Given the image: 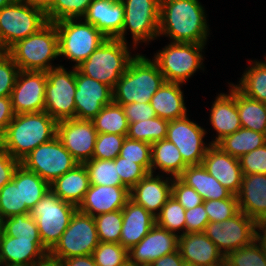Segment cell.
Masks as SVG:
<instances>
[{"label":"cell","mask_w":266,"mask_h":266,"mask_svg":"<svg viewBox=\"0 0 266 266\" xmlns=\"http://www.w3.org/2000/svg\"><path fill=\"white\" fill-rule=\"evenodd\" d=\"M204 7L198 0H161L158 35L172 42L206 44L209 33Z\"/></svg>","instance_id":"obj_1"},{"label":"cell","mask_w":266,"mask_h":266,"mask_svg":"<svg viewBox=\"0 0 266 266\" xmlns=\"http://www.w3.org/2000/svg\"><path fill=\"white\" fill-rule=\"evenodd\" d=\"M57 123L46 111L15 114L2 137L3 150L21 161L39 145L56 137Z\"/></svg>","instance_id":"obj_2"},{"label":"cell","mask_w":266,"mask_h":266,"mask_svg":"<svg viewBox=\"0 0 266 266\" xmlns=\"http://www.w3.org/2000/svg\"><path fill=\"white\" fill-rule=\"evenodd\" d=\"M165 82L157 63L137 53L113 88V102L119 105L150 103Z\"/></svg>","instance_id":"obj_3"},{"label":"cell","mask_w":266,"mask_h":266,"mask_svg":"<svg viewBox=\"0 0 266 266\" xmlns=\"http://www.w3.org/2000/svg\"><path fill=\"white\" fill-rule=\"evenodd\" d=\"M22 71H49L50 62L58 58V32L53 22H48L38 32L17 41L6 51Z\"/></svg>","instance_id":"obj_4"},{"label":"cell","mask_w":266,"mask_h":266,"mask_svg":"<svg viewBox=\"0 0 266 266\" xmlns=\"http://www.w3.org/2000/svg\"><path fill=\"white\" fill-rule=\"evenodd\" d=\"M129 50L127 42L107 38L76 69L81 74L100 81L113 89L135 56L133 54L132 57Z\"/></svg>","instance_id":"obj_5"},{"label":"cell","mask_w":266,"mask_h":266,"mask_svg":"<svg viewBox=\"0 0 266 266\" xmlns=\"http://www.w3.org/2000/svg\"><path fill=\"white\" fill-rule=\"evenodd\" d=\"M47 23L44 9L25 0H14L0 9V44L7 51L17 41L38 32Z\"/></svg>","instance_id":"obj_6"},{"label":"cell","mask_w":266,"mask_h":266,"mask_svg":"<svg viewBox=\"0 0 266 266\" xmlns=\"http://www.w3.org/2000/svg\"><path fill=\"white\" fill-rule=\"evenodd\" d=\"M81 21L82 18H70L54 22L58 32L59 57L75 62V68L107 39L94 25Z\"/></svg>","instance_id":"obj_7"},{"label":"cell","mask_w":266,"mask_h":266,"mask_svg":"<svg viewBox=\"0 0 266 266\" xmlns=\"http://www.w3.org/2000/svg\"><path fill=\"white\" fill-rule=\"evenodd\" d=\"M99 245L94 217L78 209L59 241L49 251L50 263L59 264L63 259L91 255Z\"/></svg>","instance_id":"obj_8"},{"label":"cell","mask_w":266,"mask_h":266,"mask_svg":"<svg viewBox=\"0 0 266 266\" xmlns=\"http://www.w3.org/2000/svg\"><path fill=\"white\" fill-rule=\"evenodd\" d=\"M206 44L170 42L153 57L166 82L184 84L204 68L202 50Z\"/></svg>","instance_id":"obj_9"},{"label":"cell","mask_w":266,"mask_h":266,"mask_svg":"<svg viewBox=\"0 0 266 266\" xmlns=\"http://www.w3.org/2000/svg\"><path fill=\"white\" fill-rule=\"evenodd\" d=\"M77 206L61 200L51 190L30 210L36 220L43 245L50 251L69 226Z\"/></svg>","instance_id":"obj_10"},{"label":"cell","mask_w":266,"mask_h":266,"mask_svg":"<svg viewBox=\"0 0 266 266\" xmlns=\"http://www.w3.org/2000/svg\"><path fill=\"white\" fill-rule=\"evenodd\" d=\"M46 111L57 122L75 118L76 68L67 71L62 65L46 71Z\"/></svg>","instance_id":"obj_11"},{"label":"cell","mask_w":266,"mask_h":266,"mask_svg":"<svg viewBox=\"0 0 266 266\" xmlns=\"http://www.w3.org/2000/svg\"><path fill=\"white\" fill-rule=\"evenodd\" d=\"M20 164L51 184L79 164L56 136L26 155Z\"/></svg>","instance_id":"obj_12"},{"label":"cell","mask_w":266,"mask_h":266,"mask_svg":"<svg viewBox=\"0 0 266 266\" xmlns=\"http://www.w3.org/2000/svg\"><path fill=\"white\" fill-rule=\"evenodd\" d=\"M161 0H125L124 24L116 38L126 42V31L130 29L134 48L138 43H147L158 38ZM137 44V45H136Z\"/></svg>","instance_id":"obj_13"},{"label":"cell","mask_w":266,"mask_h":266,"mask_svg":"<svg viewBox=\"0 0 266 266\" xmlns=\"http://www.w3.org/2000/svg\"><path fill=\"white\" fill-rule=\"evenodd\" d=\"M255 220L239 211L223 222H209L204 233L224 256L255 240Z\"/></svg>","instance_id":"obj_14"},{"label":"cell","mask_w":266,"mask_h":266,"mask_svg":"<svg viewBox=\"0 0 266 266\" xmlns=\"http://www.w3.org/2000/svg\"><path fill=\"white\" fill-rule=\"evenodd\" d=\"M206 130L185 117L169 121L167 137L174 143L187 166L200 165L211 146L203 141Z\"/></svg>","instance_id":"obj_15"},{"label":"cell","mask_w":266,"mask_h":266,"mask_svg":"<svg viewBox=\"0 0 266 266\" xmlns=\"http://www.w3.org/2000/svg\"><path fill=\"white\" fill-rule=\"evenodd\" d=\"M92 120L67 119L57 123V137L79 163L91 160L97 138Z\"/></svg>","instance_id":"obj_16"},{"label":"cell","mask_w":266,"mask_h":266,"mask_svg":"<svg viewBox=\"0 0 266 266\" xmlns=\"http://www.w3.org/2000/svg\"><path fill=\"white\" fill-rule=\"evenodd\" d=\"M46 71L20 70L10 95L15 114L44 111Z\"/></svg>","instance_id":"obj_17"},{"label":"cell","mask_w":266,"mask_h":266,"mask_svg":"<svg viewBox=\"0 0 266 266\" xmlns=\"http://www.w3.org/2000/svg\"><path fill=\"white\" fill-rule=\"evenodd\" d=\"M48 254L41 239L0 234V266H42L49 262Z\"/></svg>","instance_id":"obj_18"},{"label":"cell","mask_w":266,"mask_h":266,"mask_svg":"<svg viewBox=\"0 0 266 266\" xmlns=\"http://www.w3.org/2000/svg\"><path fill=\"white\" fill-rule=\"evenodd\" d=\"M75 118L92 120L105 105L113 102V89L76 69Z\"/></svg>","instance_id":"obj_19"},{"label":"cell","mask_w":266,"mask_h":266,"mask_svg":"<svg viewBox=\"0 0 266 266\" xmlns=\"http://www.w3.org/2000/svg\"><path fill=\"white\" fill-rule=\"evenodd\" d=\"M179 235L155 224L148 234L128 250L129 266L151 264L178 250Z\"/></svg>","instance_id":"obj_20"},{"label":"cell","mask_w":266,"mask_h":266,"mask_svg":"<svg viewBox=\"0 0 266 266\" xmlns=\"http://www.w3.org/2000/svg\"><path fill=\"white\" fill-rule=\"evenodd\" d=\"M201 164L210 175L234 195L240 192L243 172L238 158L223 152L217 145L211 144Z\"/></svg>","instance_id":"obj_21"},{"label":"cell","mask_w":266,"mask_h":266,"mask_svg":"<svg viewBox=\"0 0 266 266\" xmlns=\"http://www.w3.org/2000/svg\"><path fill=\"white\" fill-rule=\"evenodd\" d=\"M163 178V175L148 173L130 190V199L155 217L172 196L173 177Z\"/></svg>","instance_id":"obj_22"},{"label":"cell","mask_w":266,"mask_h":266,"mask_svg":"<svg viewBox=\"0 0 266 266\" xmlns=\"http://www.w3.org/2000/svg\"><path fill=\"white\" fill-rule=\"evenodd\" d=\"M129 199L130 190L126 186L90 185L77 209L95 217L122 209Z\"/></svg>","instance_id":"obj_23"},{"label":"cell","mask_w":266,"mask_h":266,"mask_svg":"<svg viewBox=\"0 0 266 266\" xmlns=\"http://www.w3.org/2000/svg\"><path fill=\"white\" fill-rule=\"evenodd\" d=\"M178 250L184 262L195 266H216L225 258L204 232L180 234Z\"/></svg>","instance_id":"obj_24"},{"label":"cell","mask_w":266,"mask_h":266,"mask_svg":"<svg viewBox=\"0 0 266 266\" xmlns=\"http://www.w3.org/2000/svg\"><path fill=\"white\" fill-rule=\"evenodd\" d=\"M82 20L94 25L106 38L116 39L124 24L123 3L93 0Z\"/></svg>","instance_id":"obj_25"},{"label":"cell","mask_w":266,"mask_h":266,"mask_svg":"<svg viewBox=\"0 0 266 266\" xmlns=\"http://www.w3.org/2000/svg\"><path fill=\"white\" fill-rule=\"evenodd\" d=\"M210 122L217 132L211 144H216L224 136L232 134L242 126L236 106V87L230 84L229 94L220 93L212 104Z\"/></svg>","instance_id":"obj_26"},{"label":"cell","mask_w":266,"mask_h":266,"mask_svg":"<svg viewBox=\"0 0 266 266\" xmlns=\"http://www.w3.org/2000/svg\"><path fill=\"white\" fill-rule=\"evenodd\" d=\"M120 244L128 250L138 244L156 224V218L144 207L129 199L122 208Z\"/></svg>","instance_id":"obj_27"},{"label":"cell","mask_w":266,"mask_h":266,"mask_svg":"<svg viewBox=\"0 0 266 266\" xmlns=\"http://www.w3.org/2000/svg\"><path fill=\"white\" fill-rule=\"evenodd\" d=\"M237 198L239 211L255 221L266 218V174L243 175Z\"/></svg>","instance_id":"obj_28"},{"label":"cell","mask_w":266,"mask_h":266,"mask_svg":"<svg viewBox=\"0 0 266 266\" xmlns=\"http://www.w3.org/2000/svg\"><path fill=\"white\" fill-rule=\"evenodd\" d=\"M178 178L186 185L193 187L203 201L237 198V195H234L210 175L202 164L187 166Z\"/></svg>","instance_id":"obj_29"},{"label":"cell","mask_w":266,"mask_h":266,"mask_svg":"<svg viewBox=\"0 0 266 266\" xmlns=\"http://www.w3.org/2000/svg\"><path fill=\"white\" fill-rule=\"evenodd\" d=\"M90 181L84 164H77L72 170L55 179L50 190L61 200L79 206L89 189Z\"/></svg>","instance_id":"obj_30"},{"label":"cell","mask_w":266,"mask_h":266,"mask_svg":"<svg viewBox=\"0 0 266 266\" xmlns=\"http://www.w3.org/2000/svg\"><path fill=\"white\" fill-rule=\"evenodd\" d=\"M181 83L165 82L153 95L150 105L156 116L172 121L185 117L187 108L184 103V95Z\"/></svg>","instance_id":"obj_31"},{"label":"cell","mask_w":266,"mask_h":266,"mask_svg":"<svg viewBox=\"0 0 266 266\" xmlns=\"http://www.w3.org/2000/svg\"><path fill=\"white\" fill-rule=\"evenodd\" d=\"M157 167L172 177H178L187 167L178 148L166 138L151 144V173Z\"/></svg>","instance_id":"obj_32"},{"label":"cell","mask_w":266,"mask_h":266,"mask_svg":"<svg viewBox=\"0 0 266 266\" xmlns=\"http://www.w3.org/2000/svg\"><path fill=\"white\" fill-rule=\"evenodd\" d=\"M264 144H266V135L264 133L241 127L236 132L224 136L215 145L223 152L239 159Z\"/></svg>","instance_id":"obj_33"},{"label":"cell","mask_w":266,"mask_h":266,"mask_svg":"<svg viewBox=\"0 0 266 266\" xmlns=\"http://www.w3.org/2000/svg\"><path fill=\"white\" fill-rule=\"evenodd\" d=\"M236 106L243 128L266 135V104L243 95L236 88Z\"/></svg>","instance_id":"obj_34"},{"label":"cell","mask_w":266,"mask_h":266,"mask_svg":"<svg viewBox=\"0 0 266 266\" xmlns=\"http://www.w3.org/2000/svg\"><path fill=\"white\" fill-rule=\"evenodd\" d=\"M239 84L234 86L245 96L266 104V58L250 64Z\"/></svg>","instance_id":"obj_35"},{"label":"cell","mask_w":266,"mask_h":266,"mask_svg":"<svg viewBox=\"0 0 266 266\" xmlns=\"http://www.w3.org/2000/svg\"><path fill=\"white\" fill-rule=\"evenodd\" d=\"M98 134L114 133L127 136L128 121L121 105L111 102L92 119Z\"/></svg>","instance_id":"obj_36"},{"label":"cell","mask_w":266,"mask_h":266,"mask_svg":"<svg viewBox=\"0 0 266 266\" xmlns=\"http://www.w3.org/2000/svg\"><path fill=\"white\" fill-rule=\"evenodd\" d=\"M50 190V184L38 174L26 170L20 164V195L21 206L31 210L41 198Z\"/></svg>","instance_id":"obj_37"},{"label":"cell","mask_w":266,"mask_h":266,"mask_svg":"<svg viewBox=\"0 0 266 266\" xmlns=\"http://www.w3.org/2000/svg\"><path fill=\"white\" fill-rule=\"evenodd\" d=\"M24 213H30V210L26 206H21L19 165L12 180L0 189V218L3 220Z\"/></svg>","instance_id":"obj_38"},{"label":"cell","mask_w":266,"mask_h":266,"mask_svg":"<svg viewBox=\"0 0 266 266\" xmlns=\"http://www.w3.org/2000/svg\"><path fill=\"white\" fill-rule=\"evenodd\" d=\"M169 121L158 116L129 123L127 137L153 144L167 137Z\"/></svg>","instance_id":"obj_39"},{"label":"cell","mask_w":266,"mask_h":266,"mask_svg":"<svg viewBox=\"0 0 266 266\" xmlns=\"http://www.w3.org/2000/svg\"><path fill=\"white\" fill-rule=\"evenodd\" d=\"M83 164L87 169L90 185L125 186L114 160L92 158Z\"/></svg>","instance_id":"obj_40"},{"label":"cell","mask_w":266,"mask_h":266,"mask_svg":"<svg viewBox=\"0 0 266 266\" xmlns=\"http://www.w3.org/2000/svg\"><path fill=\"white\" fill-rule=\"evenodd\" d=\"M2 231L10 237L41 239L36 220L29 214H18L2 220Z\"/></svg>","instance_id":"obj_41"},{"label":"cell","mask_w":266,"mask_h":266,"mask_svg":"<svg viewBox=\"0 0 266 266\" xmlns=\"http://www.w3.org/2000/svg\"><path fill=\"white\" fill-rule=\"evenodd\" d=\"M185 211L184 207L171 196L155 217L156 224L175 234H180L178 230L183 232L181 234H185Z\"/></svg>","instance_id":"obj_42"},{"label":"cell","mask_w":266,"mask_h":266,"mask_svg":"<svg viewBox=\"0 0 266 266\" xmlns=\"http://www.w3.org/2000/svg\"><path fill=\"white\" fill-rule=\"evenodd\" d=\"M99 242L120 243L123 224L122 209L94 217Z\"/></svg>","instance_id":"obj_43"},{"label":"cell","mask_w":266,"mask_h":266,"mask_svg":"<svg viewBox=\"0 0 266 266\" xmlns=\"http://www.w3.org/2000/svg\"><path fill=\"white\" fill-rule=\"evenodd\" d=\"M93 0H55L46 10L48 22L82 18Z\"/></svg>","instance_id":"obj_44"},{"label":"cell","mask_w":266,"mask_h":266,"mask_svg":"<svg viewBox=\"0 0 266 266\" xmlns=\"http://www.w3.org/2000/svg\"><path fill=\"white\" fill-rule=\"evenodd\" d=\"M92 256L97 266H129L128 249L120 243L99 242Z\"/></svg>","instance_id":"obj_45"},{"label":"cell","mask_w":266,"mask_h":266,"mask_svg":"<svg viewBox=\"0 0 266 266\" xmlns=\"http://www.w3.org/2000/svg\"><path fill=\"white\" fill-rule=\"evenodd\" d=\"M254 240L251 244L229 252L225 259L233 266H266V254Z\"/></svg>","instance_id":"obj_46"},{"label":"cell","mask_w":266,"mask_h":266,"mask_svg":"<svg viewBox=\"0 0 266 266\" xmlns=\"http://www.w3.org/2000/svg\"><path fill=\"white\" fill-rule=\"evenodd\" d=\"M120 157L140 164L151 173V144L145 141L130 139L127 136L119 153Z\"/></svg>","instance_id":"obj_47"},{"label":"cell","mask_w":266,"mask_h":266,"mask_svg":"<svg viewBox=\"0 0 266 266\" xmlns=\"http://www.w3.org/2000/svg\"><path fill=\"white\" fill-rule=\"evenodd\" d=\"M125 137L114 133L98 134L92 158L114 160L120 153Z\"/></svg>","instance_id":"obj_48"},{"label":"cell","mask_w":266,"mask_h":266,"mask_svg":"<svg viewBox=\"0 0 266 266\" xmlns=\"http://www.w3.org/2000/svg\"><path fill=\"white\" fill-rule=\"evenodd\" d=\"M209 222H223L239 212L238 198L203 201Z\"/></svg>","instance_id":"obj_49"},{"label":"cell","mask_w":266,"mask_h":266,"mask_svg":"<svg viewBox=\"0 0 266 266\" xmlns=\"http://www.w3.org/2000/svg\"><path fill=\"white\" fill-rule=\"evenodd\" d=\"M122 183L131 190L148 172L134 161L126 160L119 155L114 159Z\"/></svg>","instance_id":"obj_50"},{"label":"cell","mask_w":266,"mask_h":266,"mask_svg":"<svg viewBox=\"0 0 266 266\" xmlns=\"http://www.w3.org/2000/svg\"><path fill=\"white\" fill-rule=\"evenodd\" d=\"M19 72V67L7 52L0 57V97L11 95Z\"/></svg>","instance_id":"obj_51"},{"label":"cell","mask_w":266,"mask_h":266,"mask_svg":"<svg viewBox=\"0 0 266 266\" xmlns=\"http://www.w3.org/2000/svg\"><path fill=\"white\" fill-rule=\"evenodd\" d=\"M239 163L243 175L266 174V144L241 156Z\"/></svg>","instance_id":"obj_52"},{"label":"cell","mask_w":266,"mask_h":266,"mask_svg":"<svg viewBox=\"0 0 266 266\" xmlns=\"http://www.w3.org/2000/svg\"><path fill=\"white\" fill-rule=\"evenodd\" d=\"M172 196L184 207L185 210L192 209L201 203L203 199L197 191L183 183L178 177H173Z\"/></svg>","instance_id":"obj_53"},{"label":"cell","mask_w":266,"mask_h":266,"mask_svg":"<svg viewBox=\"0 0 266 266\" xmlns=\"http://www.w3.org/2000/svg\"><path fill=\"white\" fill-rule=\"evenodd\" d=\"M208 223L204 203L185 211V233L204 232Z\"/></svg>","instance_id":"obj_54"},{"label":"cell","mask_w":266,"mask_h":266,"mask_svg":"<svg viewBox=\"0 0 266 266\" xmlns=\"http://www.w3.org/2000/svg\"><path fill=\"white\" fill-rule=\"evenodd\" d=\"M128 124L155 118L156 114L150 103H131L121 105Z\"/></svg>","instance_id":"obj_55"},{"label":"cell","mask_w":266,"mask_h":266,"mask_svg":"<svg viewBox=\"0 0 266 266\" xmlns=\"http://www.w3.org/2000/svg\"><path fill=\"white\" fill-rule=\"evenodd\" d=\"M20 165V161L13 158L9 152L0 151V189L12 180L15 170Z\"/></svg>","instance_id":"obj_56"},{"label":"cell","mask_w":266,"mask_h":266,"mask_svg":"<svg viewBox=\"0 0 266 266\" xmlns=\"http://www.w3.org/2000/svg\"><path fill=\"white\" fill-rule=\"evenodd\" d=\"M14 116L15 113L12 108L10 96L0 97V135L2 137Z\"/></svg>","instance_id":"obj_57"},{"label":"cell","mask_w":266,"mask_h":266,"mask_svg":"<svg viewBox=\"0 0 266 266\" xmlns=\"http://www.w3.org/2000/svg\"><path fill=\"white\" fill-rule=\"evenodd\" d=\"M183 258L180 255L179 250L164 255L160 257L159 259L155 260L151 263L152 266H182L183 265Z\"/></svg>","instance_id":"obj_58"},{"label":"cell","mask_w":266,"mask_h":266,"mask_svg":"<svg viewBox=\"0 0 266 266\" xmlns=\"http://www.w3.org/2000/svg\"><path fill=\"white\" fill-rule=\"evenodd\" d=\"M58 265L59 266H97L95 264L92 254L86 255V256H77V257H71L68 259H63Z\"/></svg>","instance_id":"obj_59"},{"label":"cell","mask_w":266,"mask_h":266,"mask_svg":"<svg viewBox=\"0 0 266 266\" xmlns=\"http://www.w3.org/2000/svg\"><path fill=\"white\" fill-rule=\"evenodd\" d=\"M255 241L262 247L266 254V218L256 220L255 222Z\"/></svg>","instance_id":"obj_60"},{"label":"cell","mask_w":266,"mask_h":266,"mask_svg":"<svg viewBox=\"0 0 266 266\" xmlns=\"http://www.w3.org/2000/svg\"><path fill=\"white\" fill-rule=\"evenodd\" d=\"M37 7L44 9L45 11L53 4L55 0H25Z\"/></svg>","instance_id":"obj_61"},{"label":"cell","mask_w":266,"mask_h":266,"mask_svg":"<svg viewBox=\"0 0 266 266\" xmlns=\"http://www.w3.org/2000/svg\"><path fill=\"white\" fill-rule=\"evenodd\" d=\"M14 0H0V9L4 6L10 5Z\"/></svg>","instance_id":"obj_62"},{"label":"cell","mask_w":266,"mask_h":266,"mask_svg":"<svg viewBox=\"0 0 266 266\" xmlns=\"http://www.w3.org/2000/svg\"><path fill=\"white\" fill-rule=\"evenodd\" d=\"M216 266H233L230 262H228L225 258L218 263Z\"/></svg>","instance_id":"obj_63"},{"label":"cell","mask_w":266,"mask_h":266,"mask_svg":"<svg viewBox=\"0 0 266 266\" xmlns=\"http://www.w3.org/2000/svg\"><path fill=\"white\" fill-rule=\"evenodd\" d=\"M6 53V50L2 47V45L0 44V57Z\"/></svg>","instance_id":"obj_64"},{"label":"cell","mask_w":266,"mask_h":266,"mask_svg":"<svg viewBox=\"0 0 266 266\" xmlns=\"http://www.w3.org/2000/svg\"><path fill=\"white\" fill-rule=\"evenodd\" d=\"M106 1H110L113 3H123L125 0H106Z\"/></svg>","instance_id":"obj_65"},{"label":"cell","mask_w":266,"mask_h":266,"mask_svg":"<svg viewBox=\"0 0 266 266\" xmlns=\"http://www.w3.org/2000/svg\"><path fill=\"white\" fill-rule=\"evenodd\" d=\"M3 149V139L2 136L0 135V151Z\"/></svg>","instance_id":"obj_66"},{"label":"cell","mask_w":266,"mask_h":266,"mask_svg":"<svg viewBox=\"0 0 266 266\" xmlns=\"http://www.w3.org/2000/svg\"><path fill=\"white\" fill-rule=\"evenodd\" d=\"M42 266H59V265L48 262L47 264L42 265Z\"/></svg>","instance_id":"obj_67"},{"label":"cell","mask_w":266,"mask_h":266,"mask_svg":"<svg viewBox=\"0 0 266 266\" xmlns=\"http://www.w3.org/2000/svg\"><path fill=\"white\" fill-rule=\"evenodd\" d=\"M182 266H195V265L190 264V263H187V262H183V265Z\"/></svg>","instance_id":"obj_68"},{"label":"cell","mask_w":266,"mask_h":266,"mask_svg":"<svg viewBox=\"0 0 266 266\" xmlns=\"http://www.w3.org/2000/svg\"><path fill=\"white\" fill-rule=\"evenodd\" d=\"M2 232V219L0 218V234Z\"/></svg>","instance_id":"obj_69"},{"label":"cell","mask_w":266,"mask_h":266,"mask_svg":"<svg viewBox=\"0 0 266 266\" xmlns=\"http://www.w3.org/2000/svg\"><path fill=\"white\" fill-rule=\"evenodd\" d=\"M137 266H152L151 264L137 265Z\"/></svg>","instance_id":"obj_70"}]
</instances>
